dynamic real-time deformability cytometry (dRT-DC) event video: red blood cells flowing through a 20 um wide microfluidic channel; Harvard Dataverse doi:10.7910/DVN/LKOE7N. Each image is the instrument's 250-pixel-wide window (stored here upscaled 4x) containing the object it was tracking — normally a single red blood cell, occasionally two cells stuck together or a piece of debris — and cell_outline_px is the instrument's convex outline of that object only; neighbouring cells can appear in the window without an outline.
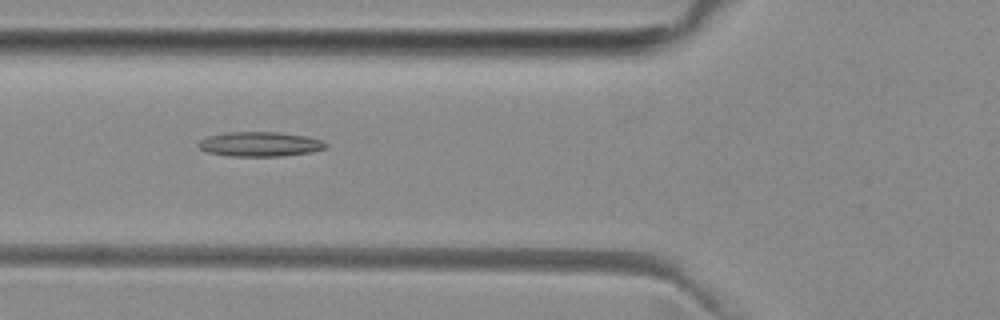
{"species": "common noctule bat (a hibernating species)", "species_latin": "Nyctalus noctula", "temperature_condition": "room temperature", "stored_images_in_passage": 32, "camera_frame_rate_fps": 3000, "um_per_image_px": 0.085, "animal": {"sex": "female", "body_mass_g": 29.2, "forearm_length_mm": 56.3}, "frame": {"image": 1, "passage_image": 4, "time_ms": 1.0, "image_size_px": [1000, 320], "cell_outline_px": [[328, 148], [308, 152], [280, 156], [228, 156], [208, 152], [200, 148], [196, 144], [200, 140], [208, 136], [228, 132], [280, 132], [308, 136], [320, 140], [328, 144]], "centroid_in_image_um": [22.09, 12.24], "position_along_channel_um": 103.7, "area_um2": 18.26}}
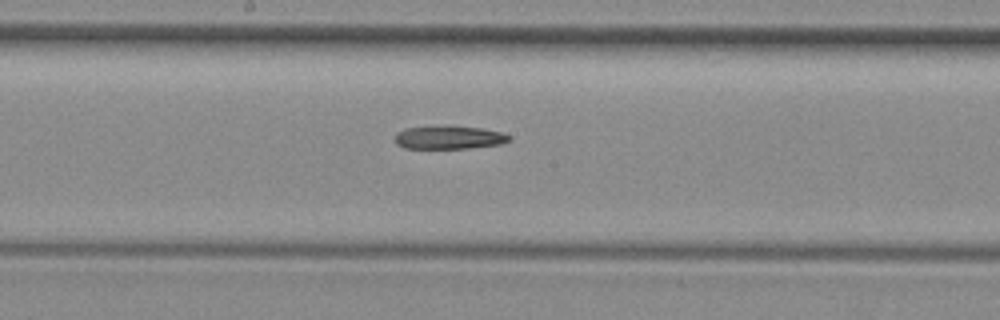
{"frame": {"image": 2, "passage_image": 12, "time_ms": 3.667, "image_size_px": [1000, 320], "cell_outline_px": [[512, 136], [508, 140], [500, 144], [468, 148], [404, 148], [396, 144], [396, 132], [404, 128], [448, 124], [480, 128], [504, 132]], "centroid_in_image_um": [38.15, 11.65], "position_along_channel_um": 210.0, "area_um2": 15.84}}
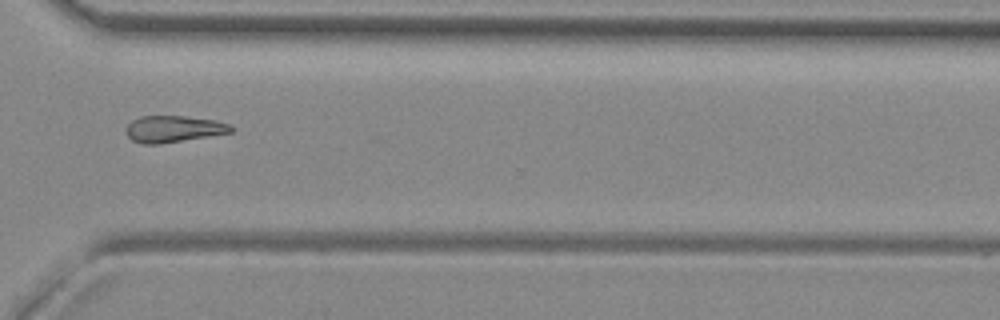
{"frame": {"image": 3, "passage_image": 23, "time_ms": 7.333, "image_size_px": [1000, 320], "cell_outline_px": [[236, 128], [232, 132], [160, 144], [144, 144], [132, 140], [128, 136], [128, 124], [132, 120], [140, 116], [184, 116], [216, 120], [232, 124]], "centroid_in_image_um": [14.81, 10.95], "position_along_channel_um": 355.8, "area_um2": 16.24}}